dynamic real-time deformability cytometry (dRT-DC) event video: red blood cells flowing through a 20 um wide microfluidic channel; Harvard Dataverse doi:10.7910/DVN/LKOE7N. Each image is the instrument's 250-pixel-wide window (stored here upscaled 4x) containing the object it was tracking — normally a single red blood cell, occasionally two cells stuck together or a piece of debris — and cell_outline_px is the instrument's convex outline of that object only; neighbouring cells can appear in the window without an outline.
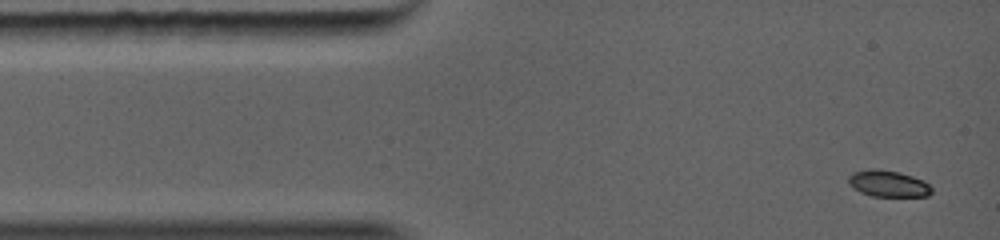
{"species": "common noctule bat (a hibernating species)", "species_latin": "Nyctalus noctula", "temperature_condition": "warm", "stored_images_in_passage": 21, "camera_frame_rate_fps": 5000, "um_per_image_px": 0.085, "animal": {"sex": "female", "body_mass_g": 19.0, "forearm_length_mm": 56.7}, "frame": {"image": 1, "passage_image": 1, "time_ms": 0.0, "image_size_px": [1000, 240], "cell_outline_px": [[932, 192], [928, 196], [872, 196], [860, 192], [848, 184], [848, 176], [852, 172], [864, 168], [880, 168], [900, 172], [924, 180], [932, 188]], "centroid_in_image_um": [75.46, 15.58], "position_along_channel_um": 9.5, "area_um2": 13.12}}
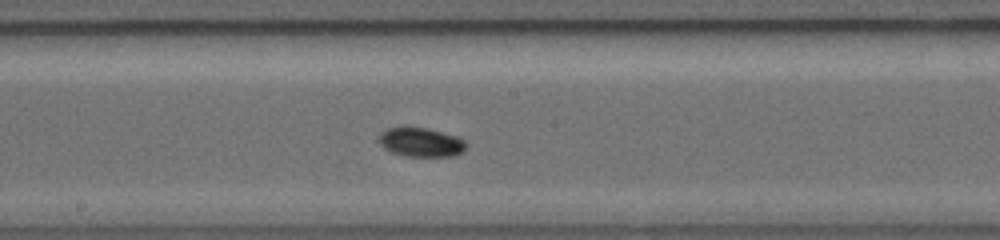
{"frame": {"image": 2, "passage_image": 12, "time_ms": 5.4, "image_size_px": [1000, 240], "cell_outline_px": [[464, 152], [456, 156], [404, 156], [392, 152], [380, 140], [384, 132], [392, 128], [416, 128], [448, 136], [460, 140], [464, 144]], "centroid_in_image_um": [35.79, 12.16], "position_along_channel_um": 212.4, "area_um2": 13.29}}
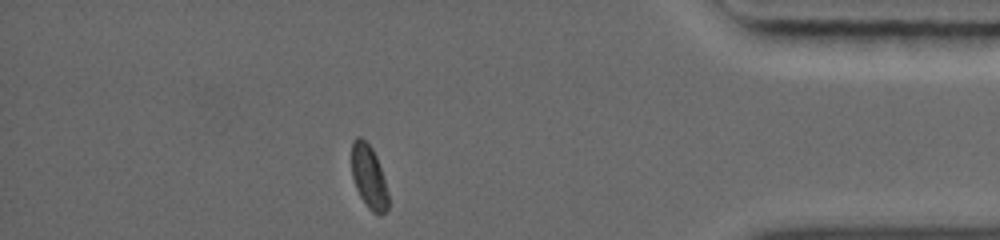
{"frame": {"image": 3, "passage_image": 21, "time_ms": 10.0, "image_size_px": [1000, 240], "cell_outline_px": [[388, 208], [380, 216], [372, 212], [368, 208], [360, 196], [356, 188], [352, 176], [352, 144], [356, 140], [364, 140], [368, 144], [376, 156], [384, 180], [388, 196]], "centroid_in_image_um": [31.36, 15.12], "position_along_channel_um": 403.8, "area_um2": 13.06}}